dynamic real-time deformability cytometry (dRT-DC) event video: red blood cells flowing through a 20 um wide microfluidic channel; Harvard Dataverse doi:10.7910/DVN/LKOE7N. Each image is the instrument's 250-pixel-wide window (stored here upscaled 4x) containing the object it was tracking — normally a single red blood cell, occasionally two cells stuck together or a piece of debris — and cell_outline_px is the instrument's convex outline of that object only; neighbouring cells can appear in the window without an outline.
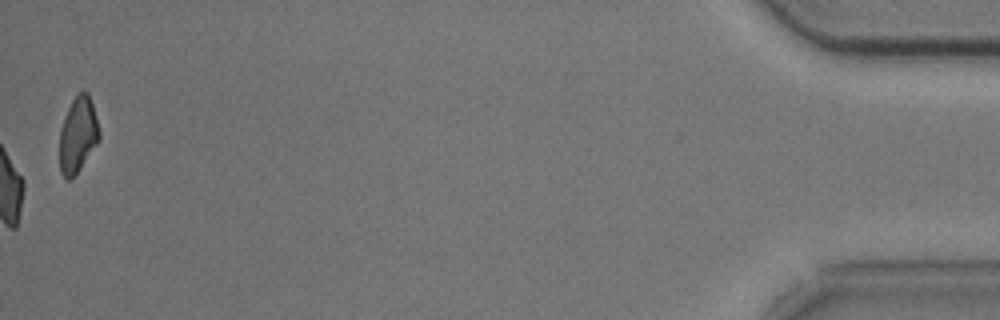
{"species": "common noctule bat (a hibernating species)", "species_latin": "Nyctalus noctula", "temperature_condition": "cold", "stored_images_in_passage": 39, "camera_frame_rate_fps": 3000, "um_per_image_px": 0.085, "animal": {"sex": "male", "body_mass_g": 20.5, "forearm_length_mm": 52.5}, "frame": {"image": 1, "passage_image": 39, "time_ms": 12.667, "image_size_px": [1000, 320], "cell_outline_px": [[100, 140], [76, 172], [68, 180], [60, 172], [60, 128], [64, 116], [72, 100], [80, 92], [88, 92], [92, 104], [100, 132]], "centroid_in_image_um": [6.62, 11.43], "position_along_channel_um": 428.6, "area_um2": 17.11}, "authors_computed_cell_mechanics": {"area_um2": 20.1144, "velocity_mm_per_s": 3.7154, "shape_relaxation_time_tau1_ms": 2.9472, "shape_relaxation_time_tau2_ms": 5.4673, "deformation_change_tau1": 0.1129, "deformation_change_tau2": 0.085}}